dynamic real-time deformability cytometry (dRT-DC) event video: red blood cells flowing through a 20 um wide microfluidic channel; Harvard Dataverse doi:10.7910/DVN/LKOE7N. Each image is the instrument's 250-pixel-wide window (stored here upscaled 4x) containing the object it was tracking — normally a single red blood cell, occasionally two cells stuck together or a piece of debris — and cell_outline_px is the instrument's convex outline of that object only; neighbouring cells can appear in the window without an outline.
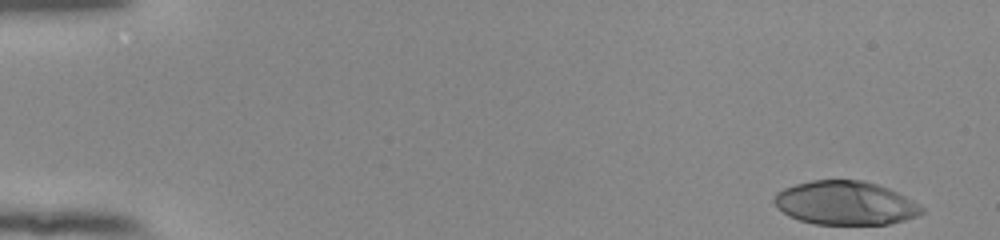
{"species": "human", "species_latin": "Homo sapiens", "temperature_condition": "room temperature", "stored_images_in_passage": 43, "camera_frame_rate_fps": 3000, "um_per_image_px": 0.085, "donor": {"sex": "female"}, "frame": {"image": 1, "passage_image": 1, "time_ms": 0.0, "image_size_px": [1000, 240], "cell_outline_px": [[924, 212], [916, 216], [904, 220], [888, 224], [816, 224], [800, 220], [788, 216], [776, 208], [772, 200], [776, 192], [784, 188], [796, 184], [812, 180], [864, 180], [888, 188], [920, 204], [924, 208]], "centroid_in_image_um": [71.82, 17.26], "position_along_channel_um": 13.2, "area_um2": 37.69}}
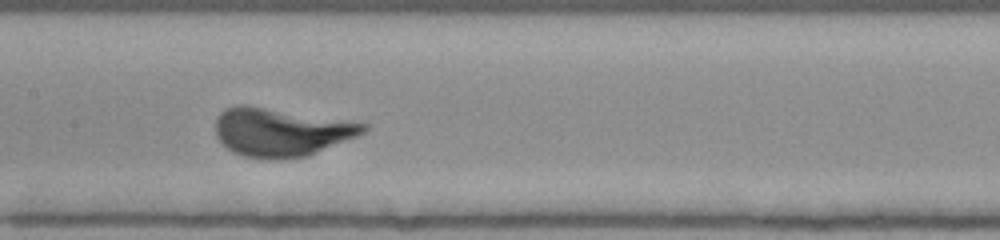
{"frame": {"image": 2, "passage_image": 25, "time_ms": 8.0, "image_size_px": [1000, 240], "cell_outline_px": [[368, 128], [364, 132], [356, 136], [308, 156], [284, 160], [268, 160], [244, 156], [232, 152], [216, 136], [216, 116], [224, 108], [236, 104], [248, 104], [368, 124]], "centroid_in_image_um": [23.83, 11.23], "position_along_channel_um": 183.6, "area_um2": 41.91}}
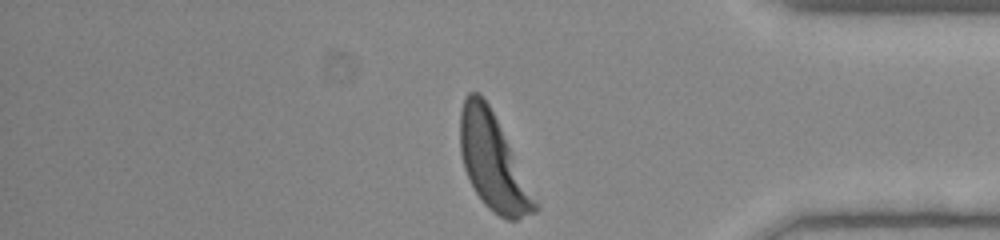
{"frame": {"image": 3, "passage_image": 43, "time_ms": 14.0, "image_size_px": [1000, 240], "cell_outline_px": [[540, 208], [536, 212], [516, 220], [508, 220], [492, 212], [484, 204], [476, 192], [464, 168], [460, 152], [460, 112], [464, 96], [468, 92], [480, 92], [488, 104]], "centroid_in_image_um": [41.86, 13.78], "position_along_channel_um": 393.3, "area_um2": 40.69}}